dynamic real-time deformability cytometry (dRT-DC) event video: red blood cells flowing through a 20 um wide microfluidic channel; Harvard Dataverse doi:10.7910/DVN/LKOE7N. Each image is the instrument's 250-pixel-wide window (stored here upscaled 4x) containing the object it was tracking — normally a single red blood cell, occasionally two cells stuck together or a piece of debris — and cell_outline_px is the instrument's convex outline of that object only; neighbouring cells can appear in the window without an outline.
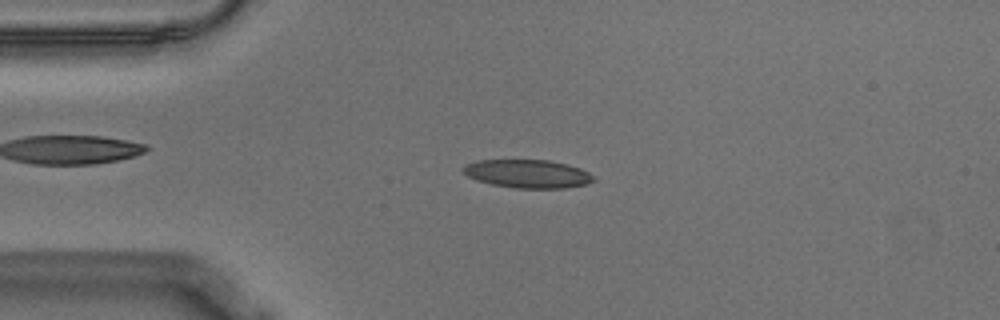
{"species": "Egyptian fruit bat (a non-hibernating species)", "species_latin": "Rousettus aegyptiacus", "temperature_condition": "warm", "stored_images_in_passage": 55, "camera_frame_rate_fps": 3000, "um_per_image_px": 0.085, "animal": {"sex": "male"}, "frame": {"image": 1, "passage_image": 12, "time_ms": 3.667, "image_size_px": [1000, 320], "cell_outline_px": [[596, 180], [588, 184], [564, 188], [516, 188], [492, 184], [476, 180], [468, 176], [460, 168], [464, 164], [476, 160], [548, 160], [568, 164], [580, 168], [588, 172]], "centroid_in_image_um": [44.83, 14.76], "position_along_channel_um": 40.2, "area_um2": 21.62}}
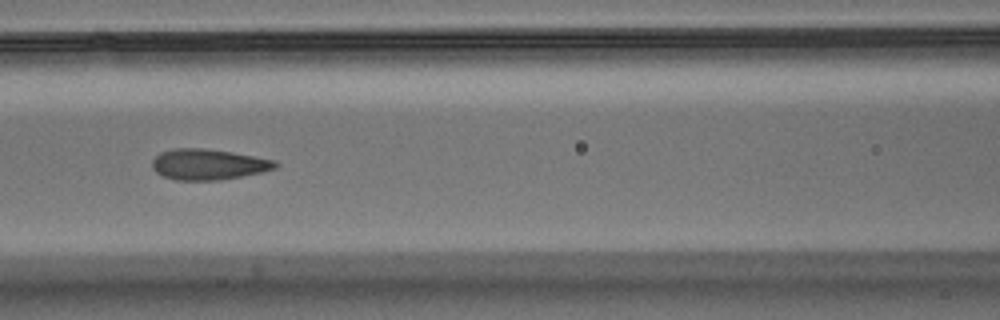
{"frame": {"image": 2, "passage_image": 23, "time_ms": 7.333, "image_size_px": [1000, 320], "cell_outline_px": [[280, 164], [276, 168], [260, 172], [220, 180], [176, 180], [164, 176], [156, 172], [152, 168], [152, 160], [160, 152], [172, 148], [204, 148], [232, 152], [276, 160]], "centroid_in_image_um": [17.7, 13.96], "position_along_channel_um": 148.9, "area_um2": 22.08}}
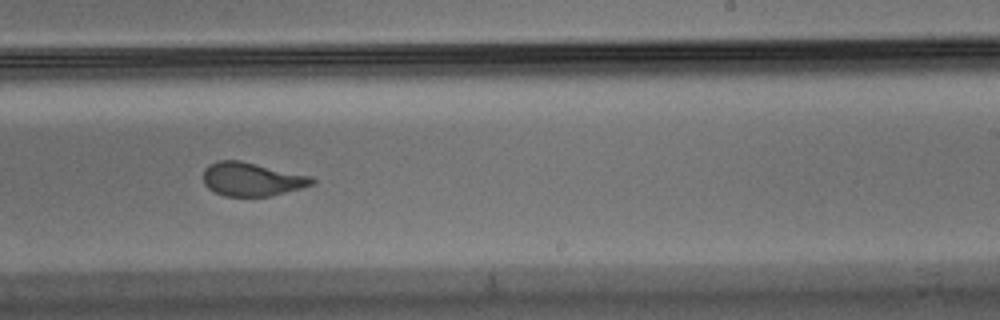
{"frame": {"image": 3, "passage_image": 33, "time_ms": 10.667, "image_size_px": [1000, 320], "cell_outline_px": [[316, 180], [312, 184], [300, 188], [272, 196], [224, 196], [208, 188], [204, 184], [204, 168], [208, 164], [216, 160], [240, 160], [312, 176]], "centroid_in_image_um": [21.39, 15.22], "position_along_channel_um": 267.6, "area_um2": 21.33}, "authors_computed_cell_mechanics": {"area_um2": 22.0218, "velocity_mm_per_s": 3.5719, "shape_relaxation_time_tau1_ms": 5.0064, "shape_relaxation_time_tau2_ms": 1.1176, "deformation_change_tau1": 0.1781, "deformation_change_tau2": 0.0746}}